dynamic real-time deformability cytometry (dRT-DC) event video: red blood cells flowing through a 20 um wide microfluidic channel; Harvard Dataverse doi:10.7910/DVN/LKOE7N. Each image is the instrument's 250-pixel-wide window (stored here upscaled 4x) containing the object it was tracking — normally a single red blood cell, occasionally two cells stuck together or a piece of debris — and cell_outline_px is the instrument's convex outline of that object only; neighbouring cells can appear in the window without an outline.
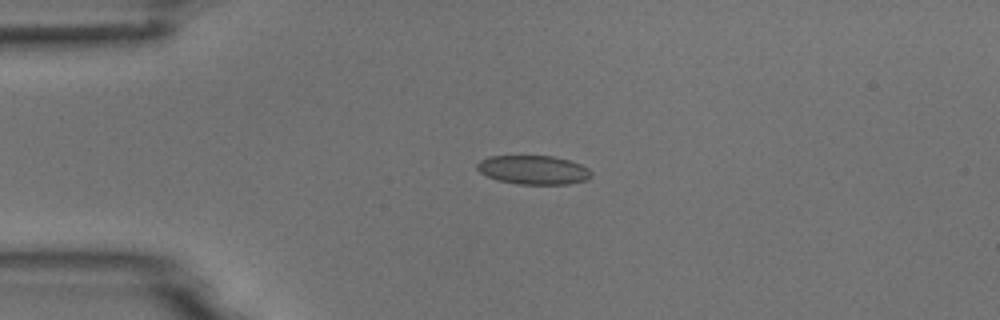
{"species": "common noctule bat (a hibernating species)", "species_latin": "Nyctalus noctula", "temperature_condition": "room temperature", "stored_images_in_passage": 4, "camera_frame_rate_fps": 3000, "um_per_image_px": 0.085, "animal": {"sex": "male", "body_mass_g": 18.8}, "frame": {"image": 1, "passage_image": 3, "time_ms": 2.333, "image_size_px": [1000, 320], "cell_outline_px": [[592, 176], [584, 180], [568, 184], [516, 184], [500, 180], [488, 176], [480, 172], [476, 168], [476, 164], [480, 160], [488, 156], [552, 156], [568, 160], [580, 164], [588, 168], [592, 172]], "centroid_in_image_um": [45.33, 14.44], "position_along_channel_um": 39.7, "area_um2": 19.13}}